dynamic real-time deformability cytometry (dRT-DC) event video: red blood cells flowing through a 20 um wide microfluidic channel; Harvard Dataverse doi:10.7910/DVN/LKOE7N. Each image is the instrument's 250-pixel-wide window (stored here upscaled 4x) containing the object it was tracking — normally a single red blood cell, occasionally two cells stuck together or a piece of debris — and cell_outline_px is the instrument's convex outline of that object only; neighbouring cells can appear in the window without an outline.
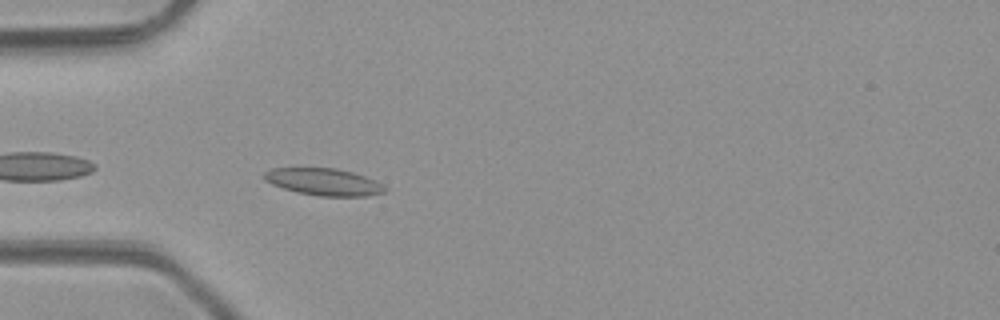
{"species": "common noctule bat (a hibernating species)", "species_latin": "Nyctalus noctula", "temperature_condition": "room temperature", "stored_images_in_passage": 4, "camera_frame_rate_fps": 3000, "um_per_image_px": 0.085, "animal": {"sex": "male", "body_mass_g": 23.1, "forearm_length_mm": 52.7}, "frame": {"image": 1, "passage_image": 4, "time_ms": 3.333, "image_size_px": [1000, 320], "cell_outline_px": [[388, 192], [368, 196], [320, 196], [296, 192], [272, 184], [264, 180], [264, 172], [272, 168], [336, 168], [352, 172], [364, 176], [388, 188]], "centroid_in_image_um": [27.53, 15.47], "position_along_channel_um": 57.5, "area_um2": 18.96}}